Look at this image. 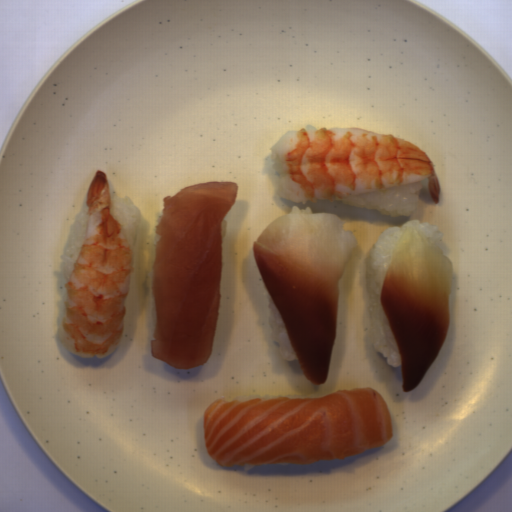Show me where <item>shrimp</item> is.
Masks as SVG:
<instances>
[{
	"label": "shrimp",
	"instance_id": "2",
	"mask_svg": "<svg viewBox=\"0 0 512 512\" xmlns=\"http://www.w3.org/2000/svg\"><path fill=\"white\" fill-rule=\"evenodd\" d=\"M85 200L84 238L65 281L58 340L77 357L105 359L123 336L133 260L104 171L96 170Z\"/></svg>",
	"mask_w": 512,
	"mask_h": 512
},
{
	"label": "shrimp",
	"instance_id": "1",
	"mask_svg": "<svg viewBox=\"0 0 512 512\" xmlns=\"http://www.w3.org/2000/svg\"><path fill=\"white\" fill-rule=\"evenodd\" d=\"M304 126L285 132L271 145L280 197L305 205L331 202L428 177L430 195L439 203L435 167L416 144L360 127Z\"/></svg>",
	"mask_w": 512,
	"mask_h": 512
}]
</instances>
